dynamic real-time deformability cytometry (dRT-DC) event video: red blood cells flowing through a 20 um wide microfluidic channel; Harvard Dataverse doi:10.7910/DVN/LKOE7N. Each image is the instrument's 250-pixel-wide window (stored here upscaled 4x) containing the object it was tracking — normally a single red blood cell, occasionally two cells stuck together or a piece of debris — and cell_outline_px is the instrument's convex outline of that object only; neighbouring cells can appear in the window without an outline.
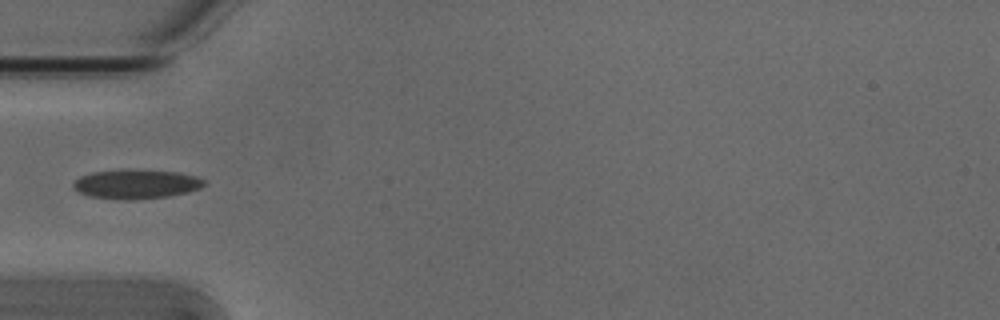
{"species": "Egyptian fruit bat (a non-hibernating species)", "species_latin": "Rousettus aegyptiacus", "temperature_condition": "cold", "stored_images_in_passage": 6, "camera_frame_rate_fps": 3000, "um_per_image_px": 0.085, "animal": {"sex": "male"}, "frame": {"image": 1, "passage_image": 6, "time_ms": 1.667, "image_size_px": [1000, 320], "cell_outline_px": [[208, 184], [200, 188], [188, 192], [168, 196], [132, 200], [120, 200], [88, 196], [72, 188], [72, 184], [80, 176], [92, 172], [120, 168], [124, 168], [180, 172], [196, 176], [204, 180]], "centroid_in_image_um": [11.57, 15.63], "position_along_channel_um": 73.4, "area_um2": 22.89}}